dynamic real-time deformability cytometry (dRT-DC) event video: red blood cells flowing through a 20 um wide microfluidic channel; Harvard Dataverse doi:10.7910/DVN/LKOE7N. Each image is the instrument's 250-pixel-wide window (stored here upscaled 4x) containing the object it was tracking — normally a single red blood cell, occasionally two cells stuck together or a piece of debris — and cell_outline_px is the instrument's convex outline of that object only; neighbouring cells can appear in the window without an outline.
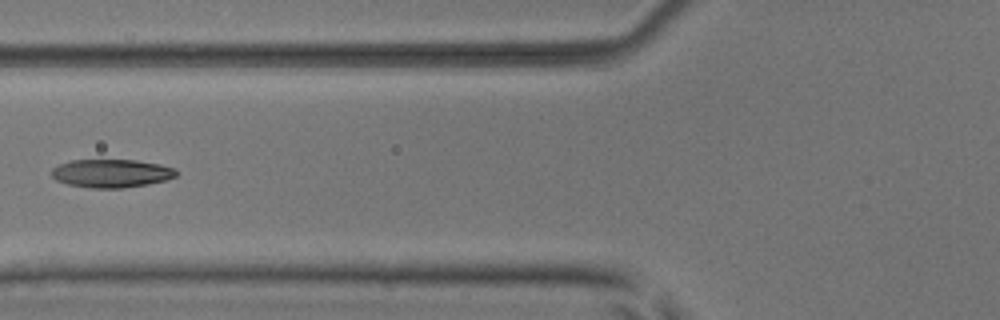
{"species": "common noctule bat (a hibernating species)", "species_latin": "Nyctalus noctula", "temperature_condition": "room temperature", "stored_images_in_passage": 7, "camera_frame_rate_fps": 3000, "um_per_image_px": 0.085, "animal": {"sex": "male", "body_mass_g": 17.9, "forearm_length_mm": 54.2}, "frame": {"image": 1, "passage_image": 6, "time_ms": 1.667, "image_size_px": [1000, 320], "cell_outline_px": [[176, 176], [164, 180], [148, 184], [124, 188], [88, 188], [68, 184], [56, 180], [52, 176], [52, 168], [60, 164], [72, 160], [136, 160], [160, 164], [176, 168]], "centroid_in_image_um": [9.47, 14.73], "position_along_channel_um": 116.3, "area_um2": 20.52}}
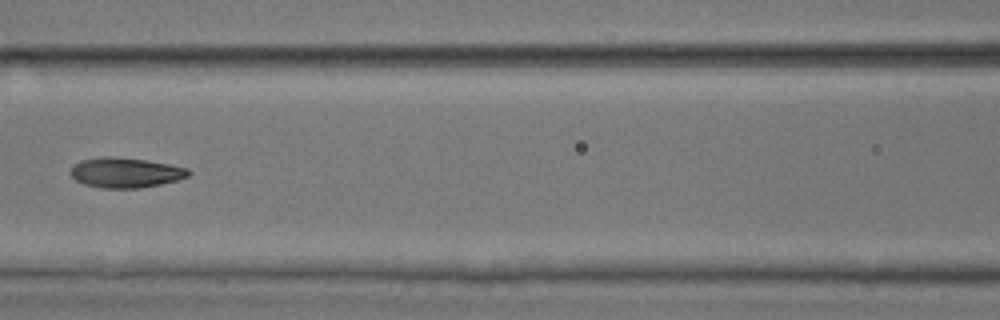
{"frame": {"image": 2, "passage_image": 7, "time_ms": 2.0, "image_size_px": [1000, 320], "cell_outline_px": [[192, 172], [188, 176], [176, 180], [160, 184], [140, 188], [100, 188], [84, 184], [76, 180], [68, 172], [80, 160], [100, 156], [112, 156], [144, 160], [168, 164], [188, 168]], "centroid_in_image_um": [10.64, 14.67], "position_along_channel_um": 156.0, "area_um2": 20.63}}